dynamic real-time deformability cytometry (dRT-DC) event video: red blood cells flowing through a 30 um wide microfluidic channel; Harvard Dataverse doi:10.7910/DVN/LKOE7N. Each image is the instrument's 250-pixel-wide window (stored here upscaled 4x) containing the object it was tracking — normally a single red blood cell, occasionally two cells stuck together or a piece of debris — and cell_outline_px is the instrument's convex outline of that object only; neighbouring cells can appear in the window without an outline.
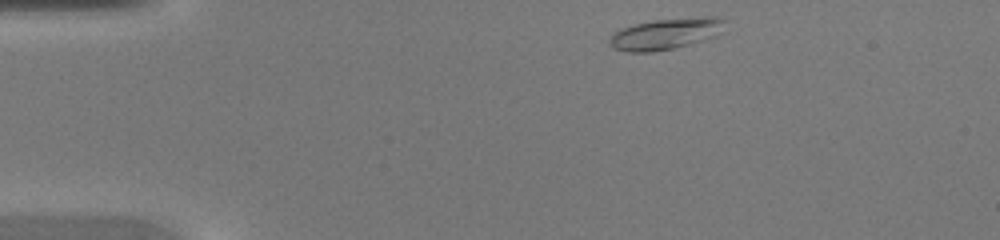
{"species": "common noctule bat (a hibernating species)", "species_latin": "Nyctalus noctula", "temperature_condition": "warm", "stored_images_in_passage": 38, "camera_frame_rate_fps": 3000, "um_per_image_px": 0.085, "animal": {"sex": "female", "body_mass_g": 20.0, "forearm_length_mm": 54.0}, "frame": {"image": 1, "passage_image": 1, "time_ms": 0.0, "image_size_px": [1000, 240], "cell_outline_px": [[728, 20], [724, 32], [716, 36], [688, 44], [672, 48], [652, 52], [624, 52], [608, 44], [608, 40], [616, 32], [624, 28], [636, 24], [652, 20], [704, 16], [716, 16]], "centroid_in_image_um": [56.69, 2.85], "position_along_channel_um": 28.3, "area_um2": 21.1}}
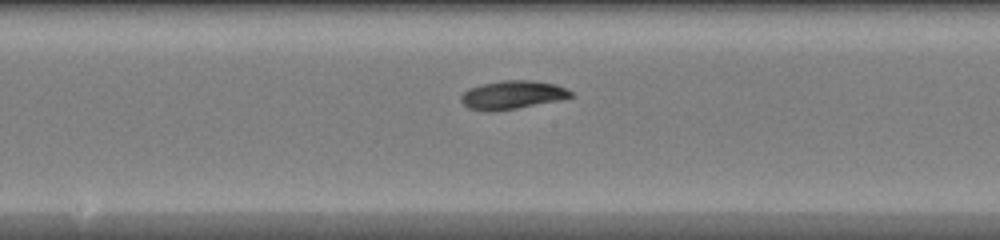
{"frame": {"image": 2, "passage_image": 17, "time_ms": 5.333, "image_size_px": [1000, 240], "cell_outline_px": [[576, 96], [560, 100], [516, 108], [492, 112], [484, 112], [468, 108], [460, 100], [460, 96], [468, 88], [480, 84], [504, 80], [532, 80], [556, 84], [572, 92]], "centroid_in_image_um": [43.53, 8.07], "position_along_channel_um": 204.7, "area_um2": 18.38}}
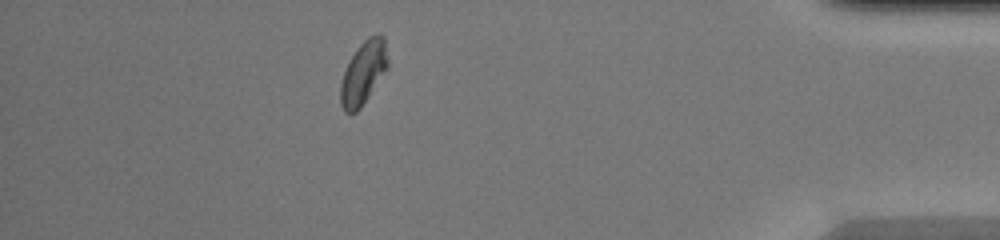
{"frame": {"image": 3, "passage_image": 33, "time_ms": 10.667, "image_size_px": [1000, 240], "cell_outline_px": [[388, 68], [360, 108], [356, 112], [344, 112], [340, 104], [340, 84], [344, 72], [352, 56], [360, 44], [368, 36], [384, 36], [388, 60]], "centroid_in_image_um": [30.88, 6.21], "position_along_channel_um": 404.3, "area_um2": 17.11}}